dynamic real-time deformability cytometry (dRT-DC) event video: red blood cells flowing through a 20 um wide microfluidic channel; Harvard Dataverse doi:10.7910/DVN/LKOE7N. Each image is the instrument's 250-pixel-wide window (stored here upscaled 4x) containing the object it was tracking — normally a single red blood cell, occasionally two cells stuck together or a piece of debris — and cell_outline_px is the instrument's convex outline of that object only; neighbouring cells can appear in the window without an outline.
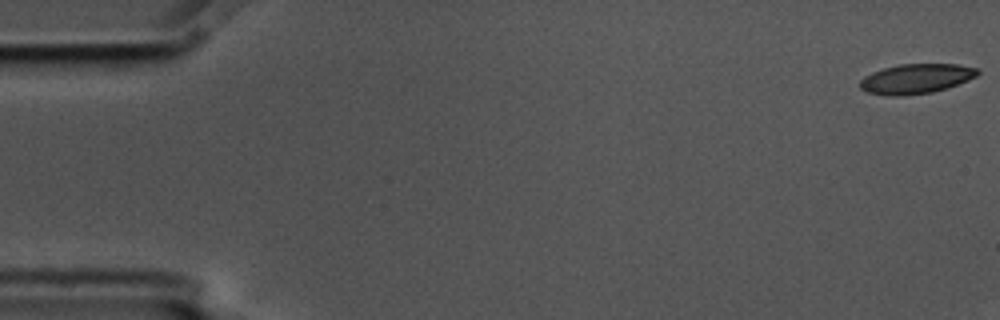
{"species": "common noctule bat (a hibernating species)", "species_latin": "Nyctalus noctula", "temperature_condition": "cold", "stored_images_in_passage": 5, "camera_frame_rate_fps": 3000, "um_per_image_px": 0.085, "animal": {"sex": "male", "body_mass_g": 17.5, "forearm_length_mm": 52.3}, "frame": {"image": 1, "passage_image": 1, "time_ms": 0.0, "image_size_px": [1000, 320], "cell_outline_px": [[980, 72], [976, 76], [968, 80], [948, 88], [932, 92], [900, 96], [888, 96], [868, 92], [860, 88], [860, 80], [864, 76], [872, 72], [884, 68], [900, 64], [956, 64], [980, 68]], "centroid_in_image_um": [77.88, 6.69], "position_along_channel_um": 7.1, "area_um2": 20.46}}
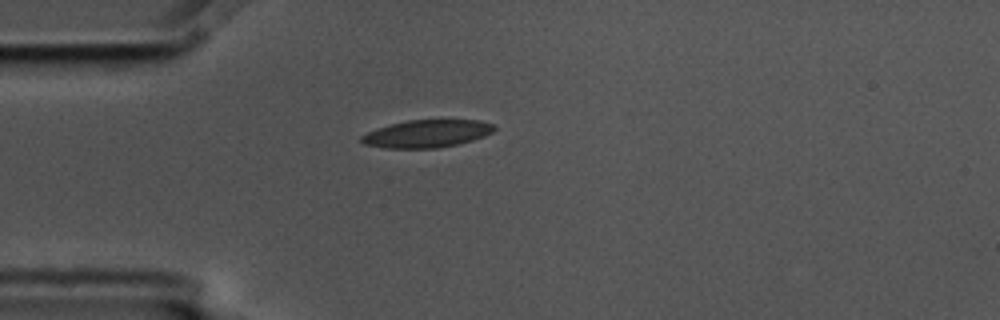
{"frame": {"image": 2, "passage_image": 5, "time_ms": 1.333, "image_size_px": [1000, 320], "cell_outline_px": [[496, 128], [492, 132], [484, 136], [472, 140], [456, 144], [436, 148], [384, 148], [364, 144], [360, 140], [360, 136], [376, 128], [408, 120], [480, 120], [492, 124]], "centroid_in_image_um": [36.26, 11.36], "position_along_channel_um": 48.7, "area_um2": 21.21}}